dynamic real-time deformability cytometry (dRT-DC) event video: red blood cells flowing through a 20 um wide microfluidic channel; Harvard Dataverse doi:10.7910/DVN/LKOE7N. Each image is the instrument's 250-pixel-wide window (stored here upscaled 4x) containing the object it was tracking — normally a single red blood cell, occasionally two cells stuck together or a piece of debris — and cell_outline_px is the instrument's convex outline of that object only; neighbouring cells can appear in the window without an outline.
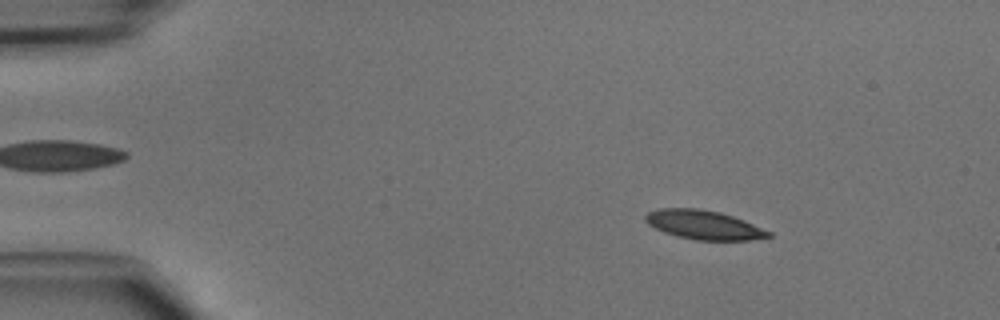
{"species": "common noctule bat (a hibernating species)", "species_latin": "Nyctalus noctula", "temperature_condition": "cold", "stored_images_in_passage": 47, "camera_frame_rate_fps": 3000, "um_per_image_px": 0.085, "animal": {"sex": "male", "body_mass_g": 15.6}, "frame": {"image": 1, "passage_image": 7, "time_ms": 2.0, "image_size_px": [1000, 320], "cell_outline_px": [[772, 236], [752, 240], [696, 240], [676, 236], [664, 232], [648, 224], [644, 220], [644, 216], [648, 212], [656, 208], [700, 208], [720, 212], [744, 220], [772, 232]], "centroid_in_image_um": [59.81, 19.11], "position_along_channel_um": 25.2, "area_um2": 20.98}}
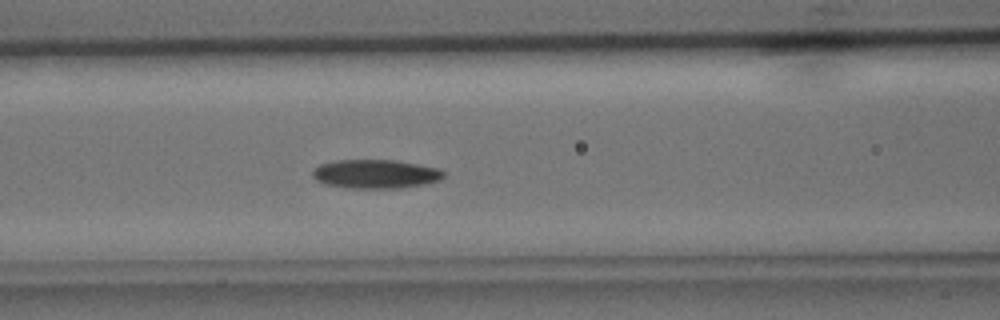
{"frame": {"image": 2, "passage_image": 20, "time_ms": 6.333, "image_size_px": [1000, 320], "cell_outline_px": [[444, 176], [440, 180], [400, 188], [344, 188], [328, 184], [316, 180], [312, 176], [312, 168], [320, 164], [336, 160], [396, 160], [436, 168], [444, 172]], "centroid_in_image_um": [31.86, 14.78], "position_along_channel_um": 134.7, "area_um2": 21.91}}
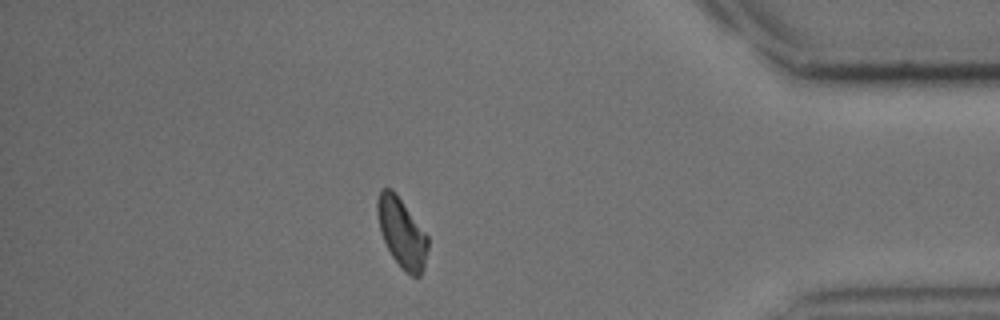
{"frame": {"image": 3, "passage_image": 41, "time_ms": 13.333, "image_size_px": [1000, 320], "cell_outline_px": [[428, 248], [424, 268], [420, 276], [412, 276], [404, 272], [400, 268], [392, 256], [380, 232], [376, 212], [376, 200], [380, 188], [392, 188], [396, 192], [428, 236]], "centroid_in_image_um": [34.13, 19.77], "position_along_channel_um": 401.1, "area_um2": 20.75}}